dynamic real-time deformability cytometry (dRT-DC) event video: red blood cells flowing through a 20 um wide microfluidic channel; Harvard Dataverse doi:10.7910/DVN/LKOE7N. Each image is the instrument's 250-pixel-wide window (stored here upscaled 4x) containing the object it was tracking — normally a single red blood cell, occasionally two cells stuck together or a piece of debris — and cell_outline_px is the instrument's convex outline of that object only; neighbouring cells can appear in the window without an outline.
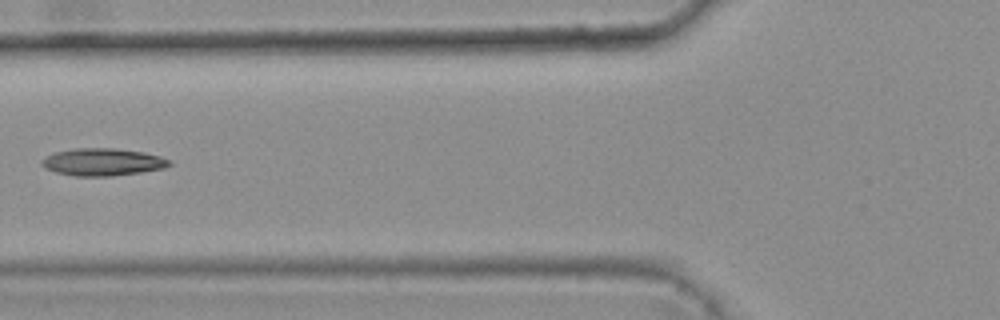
{"species": "common noctule bat (a hibernating species)", "species_latin": "Nyctalus noctula", "temperature_condition": "warm", "stored_images_in_passage": 6, "camera_frame_rate_fps": 3000, "um_per_image_px": 0.085, "animal": {"sex": "female", "body_mass_g": 25.1}, "frame": {"image": 1, "passage_image": 6, "time_ms": 1.667, "image_size_px": [1000, 320], "cell_outline_px": [[172, 164], [164, 168], [140, 172], [112, 176], [76, 176], [56, 172], [44, 168], [40, 164], [40, 160], [56, 152], [76, 148], [116, 148], [144, 152], [160, 156], [168, 160]], "centroid_in_image_um": [8.71, 13.77], "position_along_channel_um": 117.1, "area_um2": 20.29}}